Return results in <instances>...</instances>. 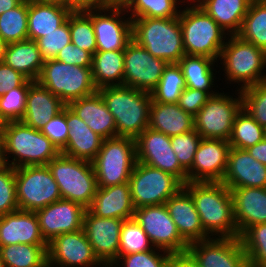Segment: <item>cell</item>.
<instances>
[{"label":"cell","mask_w":266,"mask_h":267,"mask_svg":"<svg viewBox=\"0 0 266 267\" xmlns=\"http://www.w3.org/2000/svg\"><path fill=\"white\" fill-rule=\"evenodd\" d=\"M189 1H191L190 3L192 4V2L195 3L197 0H189ZM187 2H188V0H187Z\"/></svg>","instance_id":"cell-68"},{"label":"cell","mask_w":266,"mask_h":267,"mask_svg":"<svg viewBox=\"0 0 266 267\" xmlns=\"http://www.w3.org/2000/svg\"><path fill=\"white\" fill-rule=\"evenodd\" d=\"M124 220L102 218L85 210L83 229L93 252L102 264L115 263L119 257L120 231Z\"/></svg>","instance_id":"cell-19"},{"label":"cell","mask_w":266,"mask_h":267,"mask_svg":"<svg viewBox=\"0 0 266 267\" xmlns=\"http://www.w3.org/2000/svg\"><path fill=\"white\" fill-rule=\"evenodd\" d=\"M248 153L258 162L266 165V139L264 138L261 142L250 146L246 149Z\"/></svg>","instance_id":"cell-57"},{"label":"cell","mask_w":266,"mask_h":267,"mask_svg":"<svg viewBox=\"0 0 266 267\" xmlns=\"http://www.w3.org/2000/svg\"><path fill=\"white\" fill-rule=\"evenodd\" d=\"M216 61L206 56L185 54L178 65L185 78L186 87L204 92H215L211 89L214 87L215 73H213V68Z\"/></svg>","instance_id":"cell-35"},{"label":"cell","mask_w":266,"mask_h":267,"mask_svg":"<svg viewBox=\"0 0 266 267\" xmlns=\"http://www.w3.org/2000/svg\"><path fill=\"white\" fill-rule=\"evenodd\" d=\"M67 106L93 132L102 138L108 139L117 136V128L113 115L108 110L106 103L98 91L92 95L73 100Z\"/></svg>","instance_id":"cell-27"},{"label":"cell","mask_w":266,"mask_h":267,"mask_svg":"<svg viewBox=\"0 0 266 267\" xmlns=\"http://www.w3.org/2000/svg\"><path fill=\"white\" fill-rule=\"evenodd\" d=\"M71 12L70 8L60 4L28 0V40L36 41L55 31Z\"/></svg>","instance_id":"cell-30"},{"label":"cell","mask_w":266,"mask_h":267,"mask_svg":"<svg viewBox=\"0 0 266 267\" xmlns=\"http://www.w3.org/2000/svg\"><path fill=\"white\" fill-rule=\"evenodd\" d=\"M55 59L70 65L92 68L93 55L70 43L58 53Z\"/></svg>","instance_id":"cell-53"},{"label":"cell","mask_w":266,"mask_h":267,"mask_svg":"<svg viewBox=\"0 0 266 267\" xmlns=\"http://www.w3.org/2000/svg\"><path fill=\"white\" fill-rule=\"evenodd\" d=\"M86 208L66 199L57 200L35 211L44 239L49 242L63 233H72L83 229V217Z\"/></svg>","instance_id":"cell-21"},{"label":"cell","mask_w":266,"mask_h":267,"mask_svg":"<svg viewBox=\"0 0 266 267\" xmlns=\"http://www.w3.org/2000/svg\"><path fill=\"white\" fill-rule=\"evenodd\" d=\"M168 63L152 56L133 39L124 50V86L151 93Z\"/></svg>","instance_id":"cell-16"},{"label":"cell","mask_w":266,"mask_h":267,"mask_svg":"<svg viewBox=\"0 0 266 267\" xmlns=\"http://www.w3.org/2000/svg\"><path fill=\"white\" fill-rule=\"evenodd\" d=\"M152 248L147 234L135 219L124 220L120 231L119 255L148 251Z\"/></svg>","instance_id":"cell-44"},{"label":"cell","mask_w":266,"mask_h":267,"mask_svg":"<svg viewBox=\"0 0 266 267\" xmlns=\"http://www.w3.org/2000/svg\"><path fill=\"white\" fill-rule=\"evenodd\" d=\"M66 119L69 135L66 146L60 151L61 154L91 162L102 147L104 138L93 132L67 105Z\"/></svg>","instance_id":"cell-26"},{"label":"cell","mask_w":266,"mask_h":267,"mask_svg":"<svg viewBox=\"0 0 266 267\" xmlns=\"http://www.w3.org/2000/svg\"><path fill=\"white\" fill-rule=\"evenodd\" d=\"M253 0H197L227 35H237Z\"/></svg>","instance_id":"cell-32"},{"label":"cell","mask_w":266,"mask_h":267,"mask_svg":"<svg viewBox=\"0 0 266 267\" xmlns=\"http://www.w3.org/2000/svg\"><path fill=\"white\" fill-rule=\"evenodd\" d=\"M246 267H259V266H256V265H253V264L247 263Z\"/></svg>","instance_id":"cell-65"},{"label":"cell","mask_w":266,"mask_h":267,"mask_svg":"<svg viewBox=\"0 0 266 267\" xmlns=\"http://www.w3.org/2000/svg\"><path fill=\"white\" fill-rule=\"evenodd\" d=\"M7 121L4 119L0 112V130L3 131V128L7 125Z\"/></svg>","instance_id":"cell-63"},{"label":"cell","mask_w":266,"mask_h":267,"mask_svg":"<svg viewBox=\"0 0 266 267\" xmlns=\"http://www.w3.org/2000/svg\"><path fill=\"white\" fill-rule=\"evenodd\" d=\"M92 78L98 89L124 84V51H97L92 60Z\"/></svg>","instance_id":"cell-34"},{"label":"cell","mask_w":266,"mask_h":267,"mask_svg":"<svg viewBox=\"0 0 266 267\" xmlns=\"http://www.w3.org/2000/svg\"><path fill=\"white\" fill-rule=\"evenodd\" d=\"M148 127L171 137L194 130V117L183 111L177 103L152 100Z\"/></svg>","instance_id":"cell-31"},{"label":"cell","mask_w":266,"mask_h":267,"mask_svg":"<svg viewBox=\"0 0 266 267\" xmlns=\"http://www.w3.org/2000/svg\"><path fill=\"white\" fill-rule=\"evenodd\" d=\"M239 238L248 263L266 267V223L248 227Z\"/></svg>","instance_id":"cell-43"},{"label":"cell","mask_w":266,"mask_h":267,"mask_svg":"<svg viewBox=\"0 0 266 267\" xmlns=\"http://www.w3.org/2000/svg\"><path fill=\"white\" fill-rule=\"evenodd\" d=\"M133 218L154 248L169 253L187 251L189 244L180 236L165 204L136 208Z\"/></svg>","instance_id":"cell-13"},{"label":"cell","mask_w":266,"mask_h":267,"mask_svg":"<svg viewBox=\"0 0 266 267\" xmlns=\"http://www.w3.org/2000/svg\"><path fill=\"white\" fill-rule=\"evenodd\" d=\"M84 12L92 20L97 51H124L127 44L133 39L132 19L130 17L124 19L125 8L107 6L87 9Z\"/></svg>","instance_id":"cell-14"},{"label":"cell","mask_w":266,"mask_h":267,"mask_svg":"<svg viewBox=\"0 0 266 267\" xmlns=\"http://www.w3.org/2000/svg\"><path fill=\"white\" fill-rule=\"evenodd\" d=\"M221 182L229 189L266 188V165L255 160L246 149L230 147L227 169Z\"/></svg>","instance_id":"cell-22"},{"label":"cell","mask_w":266,"mask_h":267,"mask_svg":"<svg viewBox=\"0 0 266 267\" xmlns=\"http://www.w3.org/2000/svg\"><path fill=\"white\" fill-rule=\"evenodd\" d=\"M0 267H5V265H4V263H3L2 259H1V257H0Z\"/></svg>","instance_id":"cell-66"},{"label":"cell","mask_w":266,"mask_h":267,"mask_svg":"<svg viewBox=\"0 0 266 267\" xmlns=\"http://www.w3.org/2000/svg\"><path fill=\"white\" fill-rule=\"evenodd\" d=\"M219 92H204L192 88H185L178 100L179 107L193 117L206 104V102Z\"/></svg>","instance_id":"cell-52"},{"label":"cell","mask_w":266,"mask_h":267,"mask_svg":"<svg viewBox=\"0 0 266 267\" xmlns=\"http://www.w3.org/2000/svg\"><path fill=\"white\" fill-rule=\"evenodd\" d=\"M230 144L222 139H201L187 182H221L227 169Z\"/></svg>","instance_id":"cell-20"},{"label":"cell","mask_w":266,"mask_h":267,"mask_svg":"<svg viewBox=\"0 0 266 267\" xmlns=\"http://www.w3.org/2000/svg\"><path fill=\"white\" fill-rule=\"evenodd\" d=\"M7 45L8 44L0 38V63L4 61Z\"/></svg>","instance_id":"cell-61"},{"label":"cell","mask_w":266,"mask_h":267,"mask_svg":"<svg viewBox=\"0 0 266 267\" xmlns=\"http://www.w3.org/2000/svg\"><path fill=\"white\" fill-rule=\"evenodd\" d=\"M67 21L71 43L94 55L97 52V43L91 18L84 11H72Z\"/></svg>","instance_id":"cell-42"},{"label":"cell","mask_w":266,"mask_h":267,"mask_svg":"<svg viewBox=\"0 0 266 267\" xmlns=\"http://www.w3.org/2000/svg\"><path fill=\"white\" fill-rule=\"evenodd\" d=\"M133 0H108L109 7L126 8Z\"/></svg>","instance_id":"cell-59"},{"label":"cell","mask_w":266,"mask_h":267,"mask_svg":"<svg viewBox=\"0 0 266 267\" xmlns=\"http://www.w3.org/2000/svg\"><path fill=\"white\" fill-rule=\"evenodd\" d=\"M65 106L66 104L59 97L53 95L37 81H33L29 86L26 110L21 121L36 130H41Z\"/></svg>","instance_id":"cell-29"},{"label":"cell","mask_w":266,"mask_h":267,"mask_svg":"<svg viewBox=\"0 0 266 267\" xmlns=\"http://www.w3.org/2000/svg\"><path fill=\"white\" fill-rule=\"evenodd\" d=\"M135 142L137 162L172 174L183 185L187 183V171L180 165L169 136L147 127Z\"/></svg>","instance_id":"cell-15"},{"label":"cell","mask_w":266,"mask_h":267,"mask_svg":"<svg viewBox=\"0 0 266 267\" xmlns=\"http://www.w3.org/2000/svg\"><path fill=\"white\" fill-rule=\"evenodd\" d=\"M237 35L266 52V3L258 0L251 2Z\"/></svg>","instance_id":"cell-38"},{"label":"cell","mask_w":266,"mask_h":267,"mask_svg":"<svg viewBox=\"0 0 266 267\" xmlns=\"http://www.w3.org/2000/svg\"><path fill=\"white\" fill-rule=\"evenodd\" d=\"M132 37L152 56L168 64L178 63L185 55L179 17L133 19Z\"/></svg>","instance_id":"cell-4"},{"label":"cell","mask_w":266,"mask_h":267,"mask_svg":"<svg viewBox=\"0 0 266 267\" xmlns=\"http://www.w3.org/2000/svg\"><path fill=\"white\" fill-rule=\"evenodd\" d=\"M62 199L81 204L88 209L97 192L98 185L92 163L59 154L48 164Z\"/></svg>","instance_id":"cell-7"},{"label":"cell","mask_w":266,"mask_h":267,"mask_svg":"<svg viewBox=\"0 0 266 267\" xmlns=\"http://www.w3.org/2000/svg\"><path fill=\"white\" fill-rule=\"evenodd\" d=\"M170 255L171 253L165 250L153 247L148 251L119 255L114 264L119 267L120 262L123 267H167Z\"/></svg>","instance_id":"cell-48"},{"label":"cell","mask_w":266,"mask_h":267,"mask_svg":"<svg viewBox=\"0 0 266 267\" xmlns=\"http://www.w3.org/2000/svg\"><path fill=\"white\" fill-rule=\"evenodd\" d=\"M265 138L264 129L243 107L237 113L233 122L230 147L247 149Z\"/></svg>","instance_id":"cell-37"},{"label":"cell","mask_w":266,"mask_h":267,"mask_svg":"<svg viewBox=\"0 0 266 267\" xmlns=\"http://www.w3.org/2000/svg\"><path fill=\"white\" fill-rule=\"evenodd\" d=\"M136 162L134 138L116 136L104 139L97 156L91 161L98 187L128 182Z\"/></svg>","instance_id":"cell-8"},{"label":"cell","mask_w":266,"mask_h":267,"mask_svg":"<svg viewBox=\"0 0 266 267\" xmlns=\"http://www.w3.org/2000/svg\"><path fill=\"white\" fill-rule=\"evenodd\" d=\"M32 82L27 80L22 86L13 88L0 96V112L7 122L21 121L24 117L27 94Z\"/></svg>","instance_id":"cell-45"},{"label":"cell","mask_w":266,"mask_h":267,"mask_svg":"<svg viewBox=\"0 0 266 267\" xmlns=\"http://www.w3.org/2000/svg\"><path fill=\"white\" fill-rule=\"evenodd\" d=\"M61 151L67 143L69 127L66 119V106L40 130Z\"/></svg>","instance_id":"cell-51"},{"label":"cell","mask_w":266,"mask_h":267,"mask_svg":"<svg viewBox=\"0 0 266 267\" xmlns=\"http://www.w3.org/2000/svg\"><path fill=\"white\" fill-rule=\"evenodd\" d=\"M0 38L7 44L28 40V0L0 15Z\"/></svg>","instance_id":"cell-39"},{"label":"cell","mask_w":266,"mask_h":267,"mask_svg":"<svg viewBox=\"0 0 266 267\" xmlns=\"http://www.w3.org/2000/svg\"><path fill=\"white\" fill-rule=\"evenodd\" d=\"M18 208L36 211L62 199L58 184L47 165L15 168Z\"/></svg>","instance_id":"cell-10"},{"label":"cell","mask_w":266,"mask_h":267,"mask_svg":"<svg viewBox=\"0 0 266 267\" xmlns=\"http://www.w3.org/2000/svg\"><path fill=\"white\" fill-rule=\"evenodd\" d=\"M192 5L188 2L190 7L179 14L185 54L217 60L228 35L199 5Z\"/></svg>","instance_id":"cell-5"},{"label":"cell","mask_w":266,"mask_h":267,"mask_svg":"<svg viewBox=\"0 0 266 267\" xmlns=\"http://www.w3.org/2000/svg\"><path fill=\"white\" fill-rule=\"evenodd\" d=\"M48 267H97L102 263L95 256L84 229L63 233L47 245Z\"/></svg>","instance_id":"cell-17"},{"label":"cell","mask_w":266,"mask_h":267,"mask_svg":"<svg viewBox=\"0 0 266 267\" xmlns=\"http://www.w3.org/2000/svg\"><path fill=\"white\" fill-rule=\"evenodd\" d=\"M6 165L4 158L3 132L0 130V166Z\"/></svg>","instance_id":"cell-60"},{"label":"cell","mask_w":266,"mask_h":267,"mask_svg":"<svg viewBox=\"0 0 266 267\" xmlns=\"http://www.w3.org/2000/svg\"><path fill=\"white\" fill-rule=\"evenodd\" d=\"M133 0L125 9L130 18H177L180 11L178 4L183 0Z\"/></svg>","instance_id":"cell-41"},{"label":"cell","mask_w":266,"mask_h":267,"mask_svg":"<svg viewBox=\"0 0 266 267\" xmlns=\"http://www.w3.org/2000/svg\"><path fill=\"white\" fill-rule=\"evenodd\" d=\"M186 88L185 78L178 63L168 64L155 89L151 92L152 100L160 103H178L181 93Z\"/></svg>","instance_id":"cell-40"},{"label":"cell","mask_w":266,"mask_h":267,"mask_svg":"<svg viewBox=\"0 0 266 267\" xmlns=\"http://www.w3.org/2000/svg\"><path fill=\"white\" fill-rule=\"evenodd\" d=\"M23 0H0V15L17 7Z\"/></svg>","instance_id":"cell-58"},{"label":"cell","mask_w":266,"mask_h":267,"mask_svg":"<svg viewBox=\"0 0 266 267\" xmlns=\"http://www.w3.org/2000/svg\"><path fill=\"white\" fill-rule=\"evenodd\" d=\"M3 62L28 80L36 81L44 59L41 57L37 42L25 40L8 44Z\"/></svg>","instance_id":"cell-33"},{"label":"cell","mask_w":266,"mask_h":267,"mask_svg":"<svg viewBox=\"0 0 266 267\" xmlns=\"http://www.w3.org/2000/svg\"><path fill=\"white\" fill-rule=\"evenodd\" d=\"M237 91L236 98L221 92L212 96L194 116V129L201 138L229 140L235 117L243 107Z\"/></svg>","instance_id":"cell-12"},{"label":"cell","mask_w":266,"mask_h":267,"mask_svg":"<svg viewBox=\"0 0 266 267\" xmlns=\"http://www.w3.org/2000/svg\"><path fill=\"white\" fill-rule=\"evenodd\" d=\"M2 132L5 162L13 168L47 165L61 153L40 130L22 121L8 122Z\"/></svg>","instance_id":"cell-3"},{"label":"cell","mask_w":266,"mask_h":267,"mask_svg":"<svg viewBox=\"0 0 266 267\" xmlns=\"http://www.w3.org/2000/svg\"><path fill=\"white\" fill-rule=\"evenodd\" d=\"M264 129V136H265V139H266V125L263 127Z\"/></svg>","instance_id":"cell-67"},{"label":"cell","mask_w":266,"mask_h":267,"mask_svg":"<svg viewBox=\"0 0 266 267\" xmlns=\"http://www.w3.org/2000/svg\"><path fill=\"white\" fill-rule=\"evenodd\" d=\"M187 251L200 267H246L248 261L239 237L218 238L190 243Z\"/></svg>","instance_id":"cell-18"},{"label":"cell","mask_w":266,"mask_h":267,"mask_svg":"<svg viewBox=\"0 0 266 267\" xmlns=\"http://www.w3.org/2000/svg\"><path fill=\"white\" fill-rule=\"evenodd\" d=\"M41 57L55 59L58 53L71 43L69 22L66 20L59 28L36 40Z\"/></svg>","instance_id":"cell-49"},{"label":"cell","mask_w":266,"mask_h":267,"mask_svg":"<svg viewBox=\"0 0 266 267\" xmlns=\"http://www.w3.org/2000/svg\"><path fill=\"white\" fill-rule=\"evenodd\" d=\"M238 237L250 226L266 223V188L230 189Z\"/></svg>","instance_id":"cell-25"},{"label":"cell","mask_w":266,"mask_h":267,"mask_svg":"<svg viewBox=\"0 0 266 267\" xmlns=\"http://www.w3.org/2000/svg\"><path fill=\"white\" fill-rule=\"evenodd\" d=\"M128 183L135 209L165 204L183 187L172 174L140 162H136Z\"/></svg>","instance_id":"cell-11"},{"label":"cell","mask_w":266,"mask_h":267,"mask_svg":"<svg viewBox=\"0 0 266 267\" xmlns=\"http://www.w3.org/2000/svg\"><path fill=\"white\" fill-rule=\"evenodd\" d=\"M88 209L94 215L102 218L132 219L135 208L131 199L129 183L98 187Z\"/></svg>","instance_id":"cell-28"},{"label":"cell","mask_w":266,"mask_h":267,"mask_svg":"<svg viewBox=\"0 0 266 267\" xmlns=\"http://www.w3.org/2000/svg\"><path fill=\"white\" fill-rule=\"evenodd\" d=\"M113 266L116 267L115 264H113V263H108V264H102L101 265V267H113Z\"/></svg>","instance_id":"cell-64"},{"label":"cell","mask_w":266,"mask_h":267,"mask_svg":"<svg viewBox=\"0 0 266 267\" xmlns=\"http://www.w3.org/2000/svg\"><path fill=\"white\" fill-rule=\"evenodd\" d=\"M15 168L0 166V216L18 210Z\"/></svg>","instance_id":"cell-50"},{"label":"cell","mask_w":266,"mask_h":267,"mask_svg":"<svg viewBox=\"0 0 266 267\" xmlns=\"http://www.w3.org/2000/svg\"><path fill=\"white\" fill-rule=\"evenodd\" d=\"M183 188L191 195L203 229L210 237H238L230 189L222 182H187Z\"/></svg>","instance_id":"cell-1"},{"label":"cell","mask_w":266,"mask_h":267,"mask_svg":"<svg viewBox=\"0 0 266 267\" xmlns=\"http://www.w3.org/2000/svg\"><path fill=\"white\" fill-rule=\"evenodd\" d=\"M13 244L48 245L34 211L18 209L0 216V246Z\"/></svg>","instance_id":"cell-23"},{"label":"cell","mask_w":266,"mask_h":267,"mask_svg":"<svg viewBox=\"0 0 266 267\" xmlns=\"http://www.w3.org/2000/svg\"><path fill=\"white\" fill-rule=\"evenodd\" d=\"M113 115L117 136L136 138L149 125L151 93L128 86H107L98 89Z\"/></svg>","instance_id":"cell-2"},{"label":"cell","mask_w":266,"mask_h":267,"mask_svg":"<svg viewBox=\"0 0 266 267\" xmlns=\"http://www.w3.org/2000/svg\"><path fill=\"white\" fill-rule=\"evenodd\" d=\"M229 37L218 58L223 61L220 63H223L226 80L230 81V84L237 82L240 85L237 89L239 91L265 82L266 73L263 69L266 68V52L238 35Z\"/></svg>","instance_id":"cell-6"},{"label":"cell","mask_w":266,"mask_h":267,"mask_svg":"<svg viewBox=\"0 0 266 267\" xmlns=\"http://www.w3.org/2000/svg\"><path fill=\"white\" fill-rule=\"evenodd\" d=\"M35 1L43 2V3H55V4H60V5L67 7V0H35Z\"/></svg>","instance_id":"cell-62"},{"label":"cell","mask_w":266,"mask_h":267,"mask_svg":"<svg viewBox=\"0 0 266 267\" xmlns=\"http://www.w3.org/2000/svg\"><path fill=\"white\" fill-rule=\"evenodd\" d=\"M165 205L180 236L188 244L211 238L203 229L191 195L183 187Z\"/></svg>","instance_id":"cell-24"},{"label":"cell","mask_w":266,"mask_h":267,"mask_svg":"<svg viewBox=\"0 0 266 267\" xmlns=\"http://www.w3.org/2000/svg\"><path fill=\"white\" fill-rule=\"evenodd\" d=\"M201 139V135L197 133L195 129L170 137L172 149L175 152L180 165L186 171L191 168L194 162V155Z\"/></svg>","instance_id":"cell-46"},{"label":"cell","mask_w":266,"mask_h":267,"mask_svg":"<svg viewBox=\"0 0 266 267\" xmlns=\"http://www.w3.org/2000/svg\"><path fill=\"white\" fill-rule=\"evenodd\" d=\"M36 81L66 105L98 91L92 78V68L70 65L56 59L44 61Z\"/></svg>","instance_id":"cell-9"},{"label":"cell","mask_w":266,"mask_h":267,"mask_svg":"<svg viewBox=\"0 0 266 267\" xmlns=\"http://www.w3.org/2000/svg\"><path fill=\"white\" fill-rule=\"evenodd\" d=\"M47 245L13 244L0 246L5 267H47Z\"/></svg>","instance_id":"cell-36"},{"label":"cell","mask_w":266,"mask_h":267,"mask_svg":"<svg viewBox=\"0 0 266 267\" xmlns=\"http://www.w3.org/2000/svg\"><path fill=\"white\" fill-rule=\"evenodd\" d=\"M108 6V0H67V7L72 11H84Z\"/></svg>","instance_id":"cell-56"},{"label":"cell","mask_w":266,"mask_h":267,"mask_svg":"<svg viewBox=\"0 0 266 267\" xmlns=\"http://www.w3.org/2000/svg\"><path fill=\"white\" fill-rule=\"evenodd\" d=\"M28 79L21 73L6 65L0 63V96L13 88L22 86Z\"/></svg>","instance_id":"cell-54"},{"label":"cell","mask_w":266,"mask_h":267,"mask_svg":"<svg viewBox=\"0 0 266 267\" xmlns=\"http://www.w3.org/2000/svg\"><path fill=\"white\" fill-rule=\"evenodd\" d=\"M167 267H200L195 258L188 252L171 253Z\"/></svg>","instance_id":"cell-55"},{"label":"cell","mask_w":266,"mask_h":267,"mask_svg":"<svg viewBox=\"0 0 266 267\" xmlns=\"http://www.w3.org/2000/svg\"><path fill=\"white\" fill-rule=\"evenodd\" d=\"M240 92L243 108L264 127L266 125V83H258Z\"/></svg>","instance_id":"cell-47"}]
</instances>
